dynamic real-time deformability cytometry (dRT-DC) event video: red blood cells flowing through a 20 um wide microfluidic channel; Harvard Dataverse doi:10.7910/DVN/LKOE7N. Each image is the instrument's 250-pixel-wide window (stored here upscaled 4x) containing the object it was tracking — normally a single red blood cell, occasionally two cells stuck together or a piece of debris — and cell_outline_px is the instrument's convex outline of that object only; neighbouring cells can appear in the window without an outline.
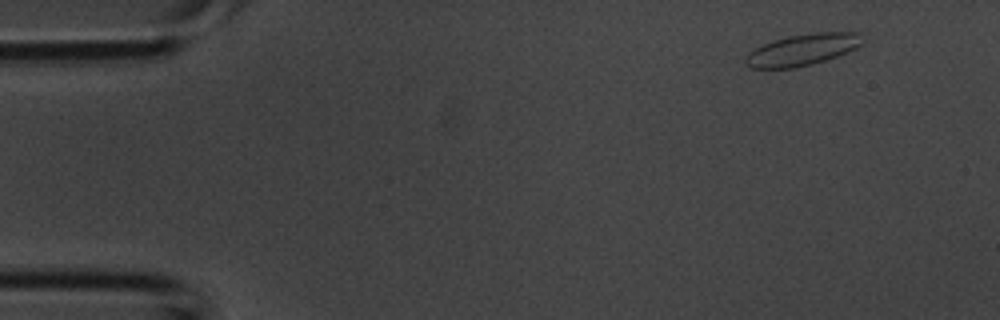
{"species": "common noctule bat (a hibernating species)", "species_latin": "Nyctalus noctula", "temperature_condition": "room temperature", "stored_images_in_passage": 3, "camera_frame_rate_fps": 3000, "um_per_image_px": 0.085, "animal": {"sex": "male", "body_mass_g": 20.1, "forearm_length_mm": 53.5}, "frame": {"image": 1, "passage_image": 1, "time_ms": 0.0, "image_size_px": [1000, 320], "cell_outline_px": [[864, 44], [856, 48], [836, 56], [812, 64], [792, 68], [752, 68], [744, 60], [744, 56], [748, 52], [764, 44], [788, 36], [816, 32], [864, 32]], "centroid_in_image_um": [68.27, 4.21], "position_along_channel_um": 16.7, "area_um2": 21.44}}